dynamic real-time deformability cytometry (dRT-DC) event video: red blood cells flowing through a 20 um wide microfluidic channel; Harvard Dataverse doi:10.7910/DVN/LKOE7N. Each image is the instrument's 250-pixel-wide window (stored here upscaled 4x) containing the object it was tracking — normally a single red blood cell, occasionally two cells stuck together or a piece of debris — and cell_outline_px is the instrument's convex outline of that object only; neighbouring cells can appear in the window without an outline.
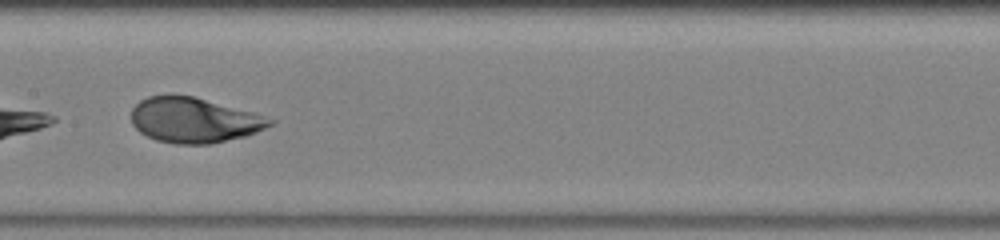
{"species": "human", "species_latin": "Homo sapiens", "temperature_condition": "warm", "stored_images_in_passage": 47, "camera_frame_rate_fps": 3000, "um_per_image_px": 0.085, "donor": {"sex": "male"}, "frame": {"image": 1, "passage_image": 25, "time_ms": 8.0, "image_size_px": [1000, 240], "cell_outline_px": [[276, 120], [272, 124], [256, 132], [244, 136], [212, 144], [176, 144], [156, 140], [140, 132], [132, 124], [132, 108], [140, 100], [148, 96], [192, 96], [252, 112]], "centroid_in_image_um": [16.48, 10.23], "position_along_channel_um": 190.9, "area_um2": 36.01}}
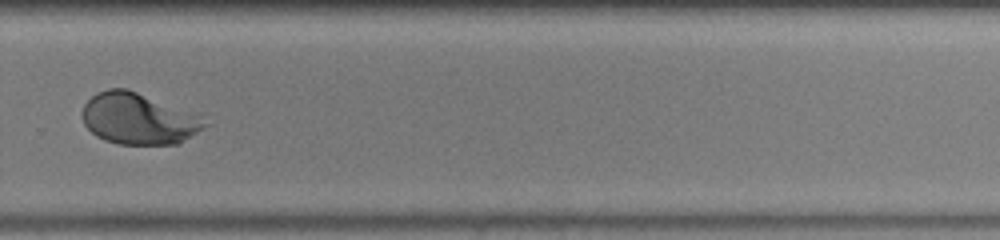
{"frame": {"image": 2, "passage_image": 34, "time_ms": 11.0, "image_size_px": [1000, 240], "cell_outline_px": [[212, 124], [180, 144], [120, 144], [104, 140], [96, 136], [84, 124], [84, 104], [96, 92], [108, 88], [128, 88], [200, 116]], "centroid_in_image_um": [11.81, 10.1], "position_along_channel_um": 318.0, "area_um2": 36.59}, "authors_computed_cell_mechanics": {"area_um2": 38.8994, "velocity_mm_per_s": 4.2331, "shape_relaxation_time_tau1_ms": 1.578, "shape_relaxation_time_tau2_ms": null, "deformation_change_tau1": 0.3586, "deformation_change_tau2": null}}